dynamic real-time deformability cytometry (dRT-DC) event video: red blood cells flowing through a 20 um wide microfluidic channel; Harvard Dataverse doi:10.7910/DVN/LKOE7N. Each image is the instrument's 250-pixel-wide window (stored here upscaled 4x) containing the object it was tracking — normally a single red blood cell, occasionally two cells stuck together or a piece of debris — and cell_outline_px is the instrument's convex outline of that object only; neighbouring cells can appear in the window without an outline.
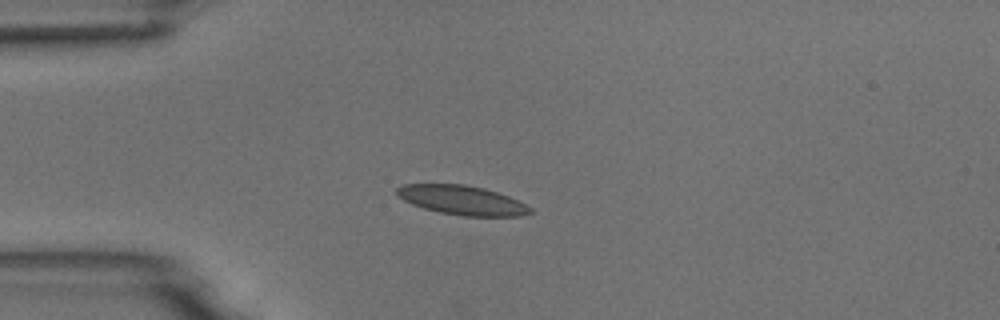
{"species": "common noctule bat (a hibernating species)", "species_latin": "Nyctalus noctula", "temperature_condition": "room temperature", "stored_images_in_passage": 4, "camera_frame_rate_fps": 3000, "um_per_image_px": 0.085, "animal": {"sex": "male", "body_mass_g": 18.8}, "frame": {"image": 1, "passage_image": 3, "time_ms": 2.333, "image_size_px": [1000, 320], "cell_outline_px": [[532, 212], [520, 216], [464, 216], [440, 212], [424, 208], [412, 204], [396, 196], [396, 188], [400, 184], [464, 184], [484, 188], [508, 196], [532, 208]], "centroid_in_image_um": [39.23, 17.01], "position_along_channel_um": 45.8, "area_um2": 22.66}}
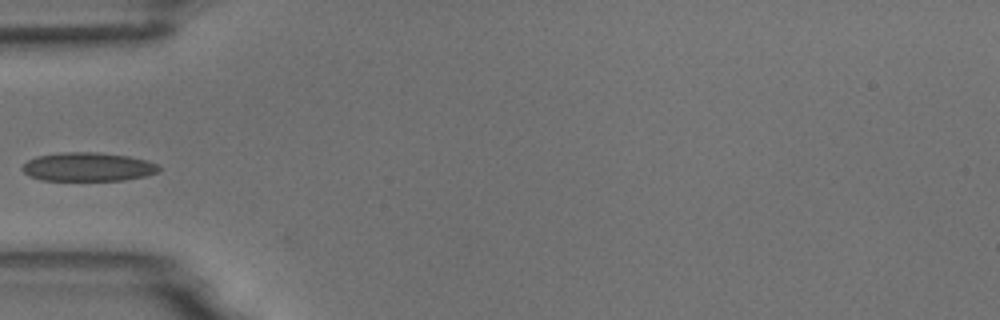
{"frame": {"image": 2, "passage_image": 4, "time_ms": 3.667, "image_size_px": [1000, 320], "cell_outline_px": [[160, 172], [144, 176], [124, 180], [40, 180], [28, 176], [20, 168], [28, 160], [36, 156], [60, 152], [100, 152], [128, 156], [160, 164]], "centroid_in_image_um": [7.46, 14.18], "position_along_channel_um": 77.5, "area_um2": 23.06}}